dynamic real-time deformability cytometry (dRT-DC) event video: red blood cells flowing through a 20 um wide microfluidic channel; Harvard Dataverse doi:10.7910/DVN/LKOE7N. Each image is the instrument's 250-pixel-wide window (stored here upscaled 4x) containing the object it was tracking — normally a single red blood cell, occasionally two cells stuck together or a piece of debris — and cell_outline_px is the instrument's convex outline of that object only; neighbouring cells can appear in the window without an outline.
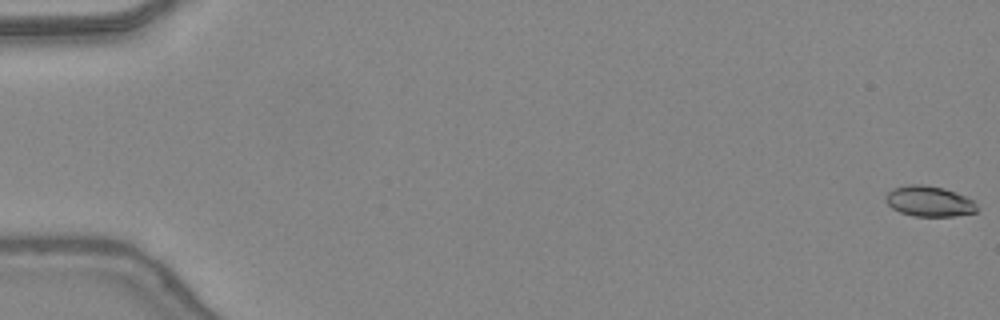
{"species": "common noctule bat (a hibernating species)", "species_latin": "Nyctalus noctula", "temperature_condition": "warm", "stored_images_in_passage": 48, "camera_frame_rate_fps": 3000, "um_per_image_px": 0.085, "animal": {"sex": "female", "body_mass_g": 24.6, "forearm_length_mm": 56.2}, "frame": {"image": 1, "passage_image": 1, "time_ms": 0.0, "image_size_px": [1000, 320], "cell_outline_px": [[976, 212], [956, 216], [912, 216], [900, 212], [892, 208], [884, 200], [884, 196], [892, 188], [908, 184], [924, 184], [944, 188], [956, 192], [976, 200]], "centroid_in_image_um": [78.97, 17.1], "position_along_channel_um": 6.0, "area_um2": 16.53}}
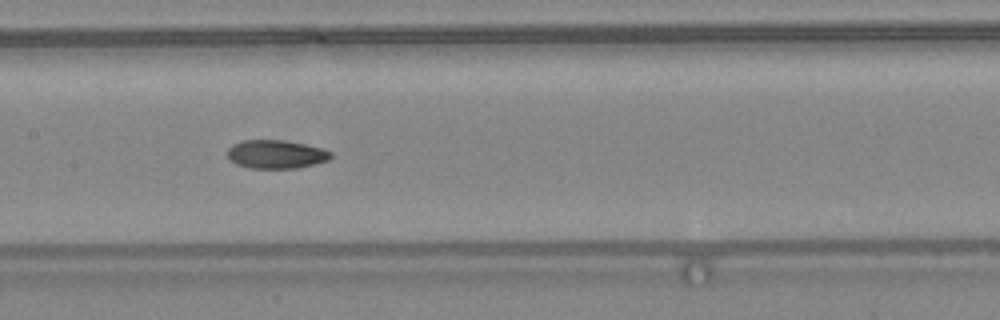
{"frame": {"image": 2, "passage_image": 25, "time_ms": 8.0, "image_size_px": [1000, 320], "cell_outline_px": [[332, 156], [328, 160], [316, 164], [296, 168], [248, 168], [236, 164], [228, 160], [228, 148], [232, 144], [240, 140], [284, 140], [324, 148], [332, 152]], "centroid_in_image_um": [23.45, 13.11], "position_along_channel_um": 183.9, "area_um2": 17.4}}
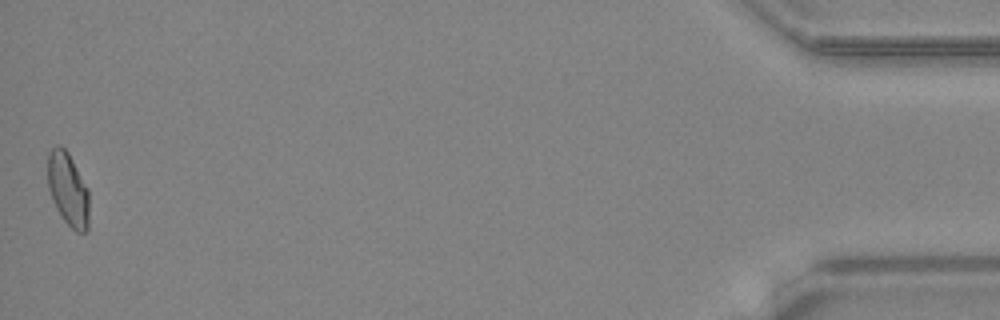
{"frame": {"image": 3, "passage_image": 48, "time_ms": 15.667, "image_size_px": [1000, 320], "cell_outline_px": [[88, 228], [84, 232], [76, 232], [64, 220], [56, 208], [52, 200], [48, 188], [48, 152], [56, 144], [60, 144], [68, 152], [88, 188]], "centroid_in_image_um": [5.77, 16.06], "position_along_channel_um": 429.4, "area_um2": 17.69}, "authors_computed_cell_mechanics": {"area_um2": 17.1666, "velocity_mm_per_s": 4.4263, "shape_relaxation_time_tau1_ms": null, "shape_relaxation_time_tau2_ms": 2.7513, "deformation_change_tau1": null, "deformation_change_tau2": 0.0863}}